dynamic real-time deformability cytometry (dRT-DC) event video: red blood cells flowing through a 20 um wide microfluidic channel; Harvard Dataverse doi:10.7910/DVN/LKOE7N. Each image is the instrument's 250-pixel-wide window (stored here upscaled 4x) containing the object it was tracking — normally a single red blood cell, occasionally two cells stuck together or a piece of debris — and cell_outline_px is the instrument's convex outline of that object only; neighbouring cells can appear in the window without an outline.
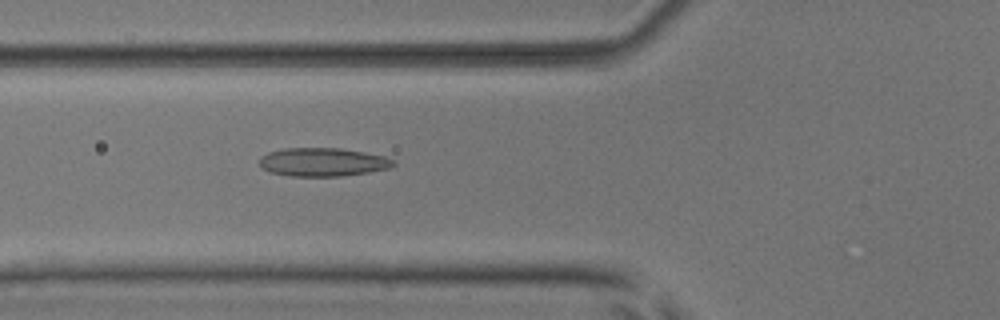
{"species": "common noctule bat (a hibernating species)", "species_latin": "Nyctalus noctula", "temperature_condition": "room temperature", "stored_images_in_passage": 53, "camera_frame_rate_fps": 3000, "um_per_image_px": 0.085, "animal": {"sex": "male", "body_mass_g": 17.9, "forearm_length_mm": 54.2}, "frame": {"image": 1, "passage_image": 20, "time_ms": 6.333, "image_size_px": [1000, 320], "cell_outline_px": [[396, 164], [388, 168], [368, 172], [340, 176], [288, 176], [268, 172], [260, 164], [260, 156], [268, 152], [284, 148], [340, 148], [364, 152], [384, 156], [396, 160]], "centroid_in_image_um": [27.43, 13.77], "position_along_channel_um": 98.4, "area_um2": 22.25}}
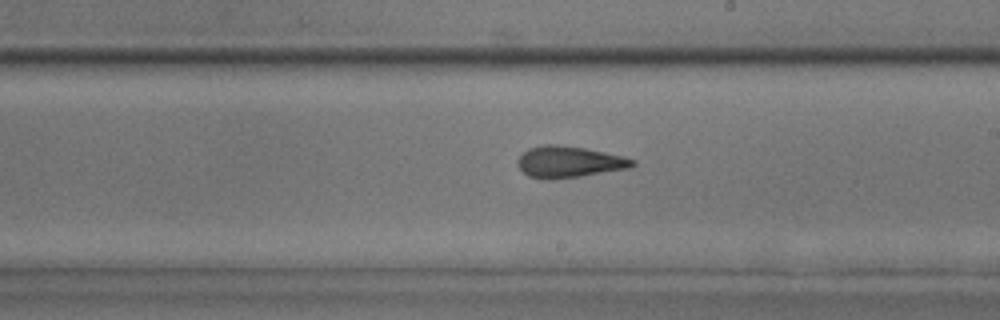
{"frame": {"image": 2, "passage_image": 31, "time_ms": 10.0, "image_size_px": [1000, 320], "cell_outline_px": [[636, 164], [628, 168], [580, 176], [552, 180], [544, 180], [528, 176], [520, 168], [516, 160], [528, 148], [544, 144], [556, 144], [584, 148], [604, 152], [636, 160]], "centroid_in_image_um": [48.33, 13.76], "position_along_channel_um": 240.7, "area_um2": 20.92}}
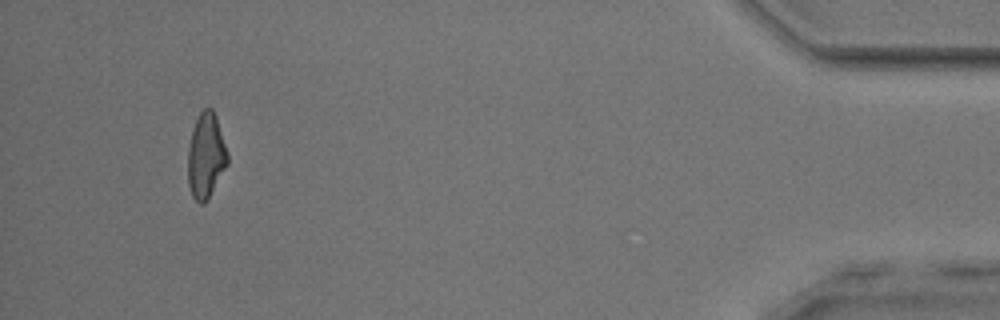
{"frame": {"image": 3, "passage_image": 50, "time_ms": 16.333, "image_size_px": [1000, 320], "cell_outline_px": [[228, 164], [204, 204], [200, 204], [192, 196], [188, 184], [188, 148], [192, 128], [200, 112], [204, 108], [212, 108], [216, 116], [228, 152]], "centroid_in_image_um": [17.5, 13.22], "position_along_channel_um": 417.7, "area_um2": 19.65}, "authors_computed_cell_mechanics": {"area_um2": 20.9236, "velocity_mm_per_s": 3.8875, "shape_relaxation_time_tau1_ms": null, "shape_relaxation_time_tau2_ms": 2.1447, "deformation_change_tau1": null, "deformation_change_tau2": 0.099}}